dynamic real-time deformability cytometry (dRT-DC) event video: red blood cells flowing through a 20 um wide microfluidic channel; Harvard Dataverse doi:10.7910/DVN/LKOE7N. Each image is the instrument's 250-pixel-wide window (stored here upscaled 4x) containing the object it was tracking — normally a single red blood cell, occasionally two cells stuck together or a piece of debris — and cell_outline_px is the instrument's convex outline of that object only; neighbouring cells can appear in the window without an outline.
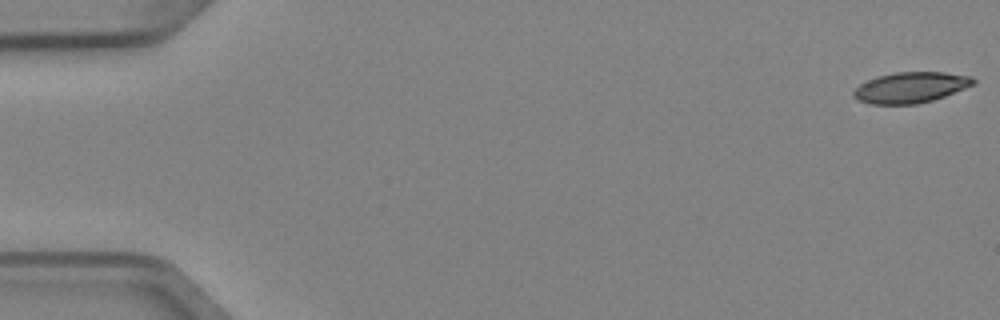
{"species": "Egyptian fruit bat (a non-hibernating species)", "species_latin": "Rousettus aegyptiacus", "temperature_condition": "cold", "stored_images_in_passage": 5, "camera_frame_rate_fps": 3000, "um_per_image_px": 0.085, "animal": {"sex": "female"}, "frame": {"image": 1, "passage_image": 1, "time_ms": 0.0, "image_size_px": [1000, 320], "cell_outline_px": [[976, 80], [972, 84], [944, 96], [932, 100], [916, 104], [872, 104], [860, 100], [852, 96], [852, 92], [860, 84], [876, 76], [896, 72], [944, 72], [972, 76]], "centroid_in_image_um": [77.37, 7.42], "position_along_channel_um": 7.6, "area_um2": 21.21}}
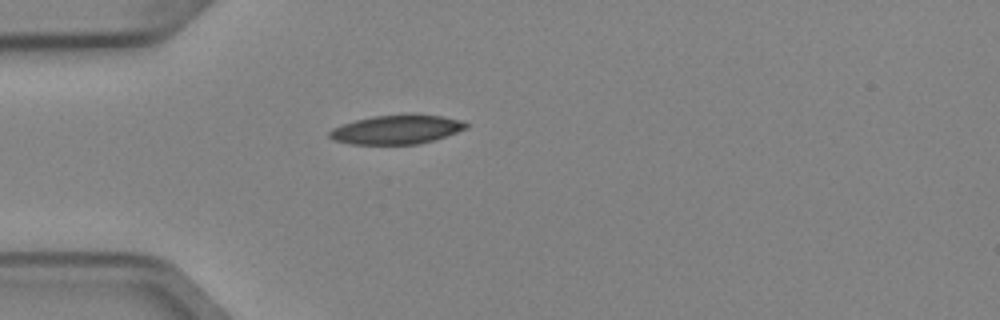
{"frame": {"image": 2, "passage_image": 5, "time_ms": 1.333, "image_size_px": [1000, 320], "cell_outline_px": [[468, 128], [420, 144], [352, 144], [332, 140], [328, 136], [328, 132], [332, 128], [356, 120], [372, 116], [404, 112], [408, 112], [444, 116], [464, 120], [468, 124]], "centroid_in_image_um": [33.74, 10.97], "position_along_channel_um": 51.3, "area_um2": 23.7}}